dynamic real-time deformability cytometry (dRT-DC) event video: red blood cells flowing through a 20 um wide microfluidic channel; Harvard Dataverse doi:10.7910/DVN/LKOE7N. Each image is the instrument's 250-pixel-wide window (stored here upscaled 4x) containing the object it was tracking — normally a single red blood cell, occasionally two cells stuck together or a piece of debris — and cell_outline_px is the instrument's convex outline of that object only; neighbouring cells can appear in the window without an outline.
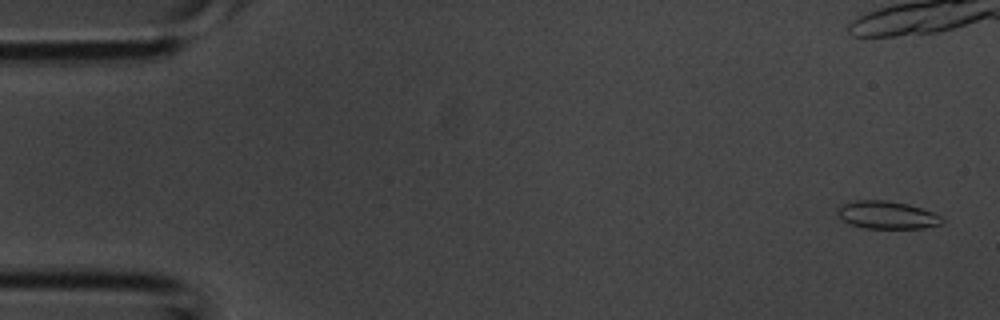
{"species": "common noctule bat (a hibernating species)", "species_latin": "Nyctalus noctula", "temperature_condition": "room temperature", "stored_images_in_passage": 5, "camera_frame_rate_fps": 3000, "um_per_image_px": 0.085, "animal": {"sex": "male", "body_mass_g": 20.1, "forearm_length_mm": 53.5}, "frame": {"image": 1, "passage_image": 1, "time_ms": 0.0, "image_size_px": [1000, 320], "cell_outline_px": [[944, 224], [924, 228], [864, 228], [848, 224], [836, 216], [836, 208], [840, 204], [856, 200], [888, 200], [908, 204], [932, 212], [940, 216], [944, 220]], "centroid_in_image_um": [75.33, 18.27], "position_along_channel_um": 9.7, "area_um2": 17.22}}